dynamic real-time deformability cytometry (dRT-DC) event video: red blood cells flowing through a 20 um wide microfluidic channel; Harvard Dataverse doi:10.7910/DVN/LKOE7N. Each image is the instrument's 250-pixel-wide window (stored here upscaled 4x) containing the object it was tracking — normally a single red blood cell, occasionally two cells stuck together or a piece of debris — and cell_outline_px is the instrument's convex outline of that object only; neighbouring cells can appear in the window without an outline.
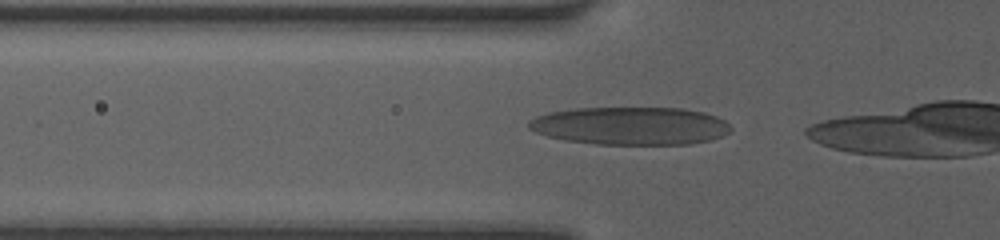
{"species": "human", "species_latin": "Homo sapiens", "temperature_condition": "room temperature", "stored_images_in_passage": 26, "camera_frame_rate_fps": 3000, "um_per_image_px": 0.085, "donor": {"sex": "female"}, "frame": {"image": 1, "passage_image": 2, "time_ms": 0.333, "image_size_px": [1000, 240], "cell_outline_px": [[732, 128], [724, 136], [708, 140], [688, 144], [596, 144], [564, 140], [548, 136], [536, 132], [528, 128], [528, 120], [536, 116], [548, 112], [576, 108], [684, 108], [704, 112], [716, 116], [724, 120]], "centroid_in_image_um": [53.57, 10.69], "position_along_channel_um": 72.2, "area_um2": 44.74}}
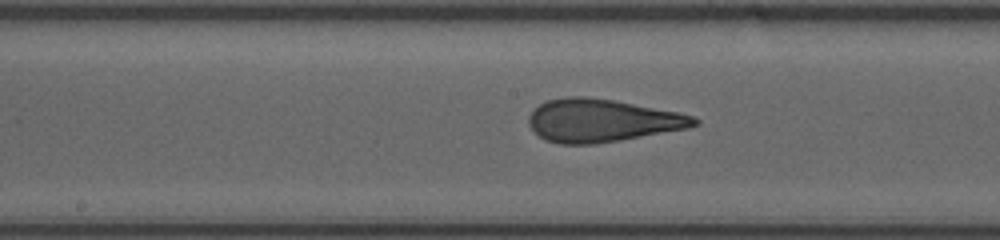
{"frame": {"image": 2, "passage_image": 11, "time_ms": 3.333, "image_size_px": [1000, 240], "cell_outline_px": [[700, 124], [688, 128], [620, 140], [596, 144], [560, 144], [544, 140], [528, 124], [528, 116], [540, 104], [548, 100], [568, 96], [584, 96], [612, 100], [676, 112], [692, 116], [700, 120]], "centroid_in_image_um": [51.15, 10.25], "position_along_channel_um": 197.1, "area_um2": 40.98}}
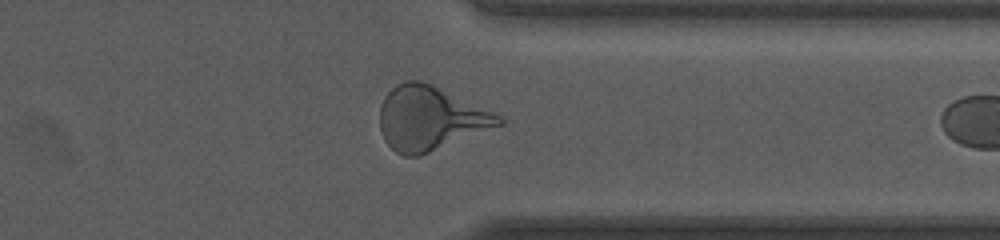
{"frame": {"image": 3, "passage_image": 24, "time_ms": 7.667, "image_size_px": [1000, 240], "cell_outline_px": [[504, 124], [420, 156], [404, 156], [396, 152], [384, 140], [380, 132], [380, 104], [384, 96], [396, 84], [404, 80], [420, 80], [432, 84], [504, 116]], "centroid_in_image_um": [36.57, 10.05], "position_along_channel_um": 374.8, "area_um2": 44.68}}